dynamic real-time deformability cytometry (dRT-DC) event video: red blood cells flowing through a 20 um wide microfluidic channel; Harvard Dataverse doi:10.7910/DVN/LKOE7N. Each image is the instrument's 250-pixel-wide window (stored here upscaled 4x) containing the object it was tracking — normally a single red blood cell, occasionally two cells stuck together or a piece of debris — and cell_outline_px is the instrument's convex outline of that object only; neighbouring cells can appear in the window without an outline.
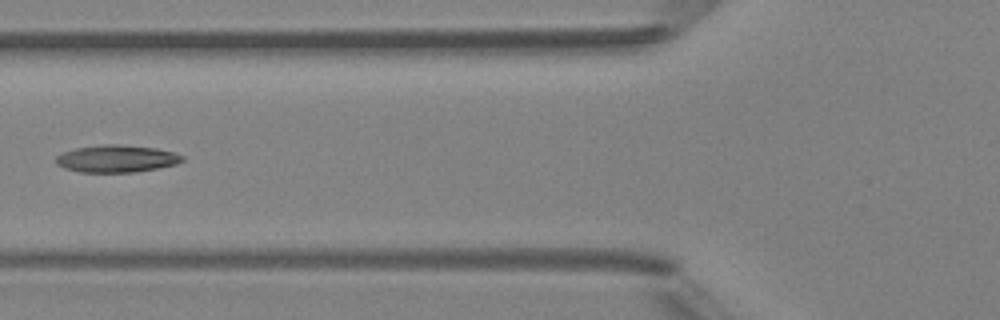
{"species": "Egyptian fruit bat (a non-hibernating species)", "species_latin": "Rousettus aegyptiacus", "temperature_condition": "room temperature", "stored_images_in_passage": 7, "camera_frame_rate_fps": 3000, "um_per_image_px": 0.085, "animal": {"sex": "female"}, "frame": {"image": 1, "passage_image": 5, "time_ms": 5.667, "image_size_px": [1000, 320], "cell_outline_px": [[184, 160], [176, 164], [136, 172], [80, 172], [64, 168], [56, 164], [56, 156], [64, 152], [76, 148], [104, 144], [120, 144], [156, 148], [172, 152], [184, 156]], "centroid_in_image_um": [9.9, 13.48], "position_along_channel_um": 115.9, "area_um2": 20.0}}
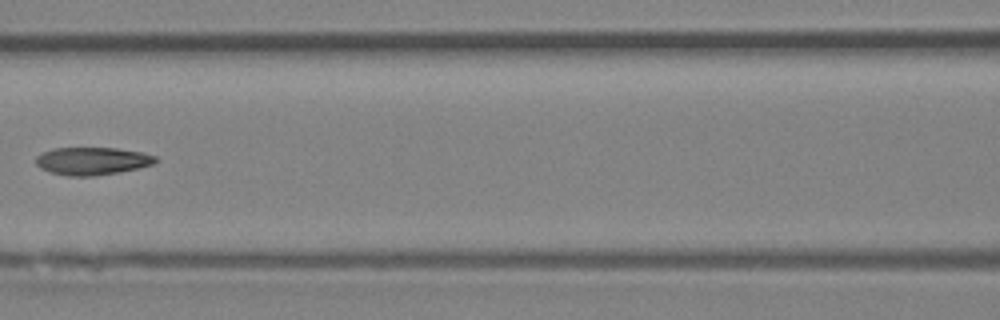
{"frame": {"image": 2, "passage_image": 6, "time_ms": 6.667, "image_size_px": [1000, 320], "cell_outline_px": [[156, 160], [152, 164], [136, 168], [116, 172], [92, 176], [68, 176], [52, 172], [40, 168], [36, 164], [36, 156], [40, 152], [52, 148], [116, 148], [144, 152], [156, 156]], "centroid_in_image_um": [7.79, 13.67], "position_along_channel_um": 158.8, "area_um2": 19.19}}
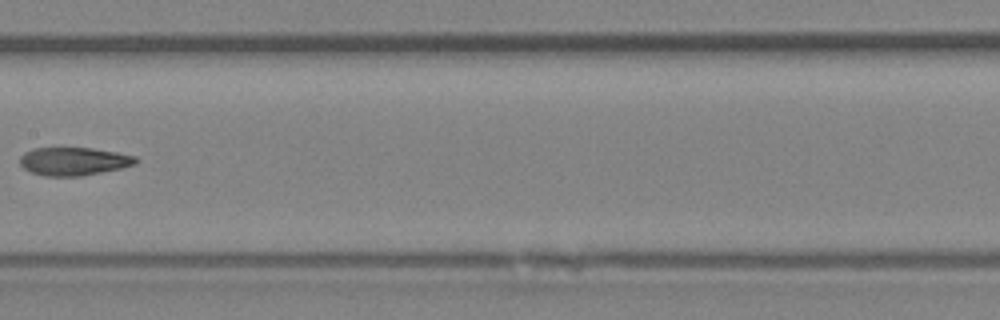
{"frame": {"image": 3, "passage_image": 7, "time_ms": 7.667, "image_size_px": [1000, 320], "cell_outline_px": [[140, 160], [136, 164], [120, 168], [80, 176], [44, 176], [32, 172], [24, 168], [20, 164], [20, 156], [24, 152], [32, 148], [92, 148], [116, 152], [136, 156]], "centroid_in_image_um": [6.27, 13.7], "position_along_channel_um": 201.1, "area_um2": 18.96}}